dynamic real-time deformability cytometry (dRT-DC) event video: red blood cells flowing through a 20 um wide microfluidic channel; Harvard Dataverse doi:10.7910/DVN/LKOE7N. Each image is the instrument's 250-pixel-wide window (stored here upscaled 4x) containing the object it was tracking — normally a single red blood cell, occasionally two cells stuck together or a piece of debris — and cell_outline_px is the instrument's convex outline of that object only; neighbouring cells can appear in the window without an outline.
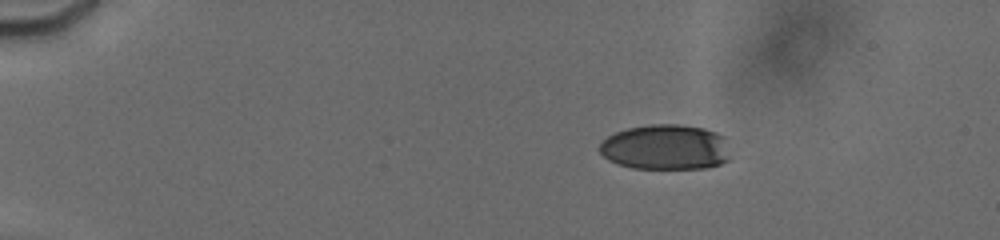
{"species": "human", "species_latin": "Homo sapiens", "temperature_condition": "cold", "stored_images_in_passage": 15, "camera_frame_rate_fps": 3000, "um_per_image_px": 0.085, "donor": {"sex": "male"}, "frame": {"image": 1, "passage_image": 7, "time_ms": 3.333, "image_size_px": [1000, 240], "cell_outline_px": [[728, 160], [720, 164], [704, 168], [632, 168], [616, 164], [608, 160], [600, 152], [600, 144], [608, 136], [616, 132], [628, 128], [648, 124], [676, 124], [704, 128], [716, 132], [724, 136]], "centroid_in_image_um": [56.54, 12.51], "position_along_channel_um": 28.5, "area_um2": 34.33}}
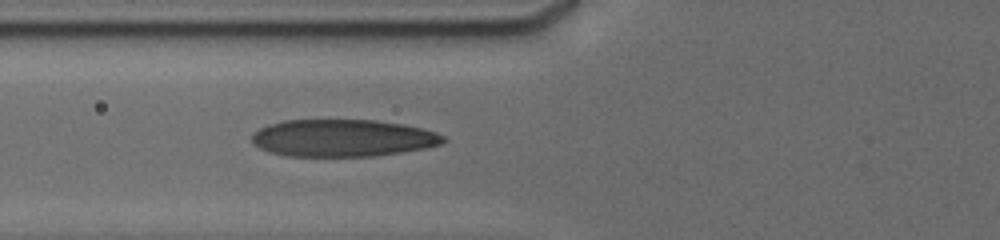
{"frame": {"image": 2, "passage_image": 15, "time_ms": 7.667, "image_size_px": [1000, 240], "cell_outline_px": [[448, 140], [440, 144], [428, 148], [376, 156], [288, 156], [268, 152], [252, 144], [252, 132], [268, 124], [284, 120], [376, 120], [424, 128], [436, 132], [444, 136]], "centroid_in_image_um": [29.13, 11.73], "position_along_channel_um": 96.7, "area_um2": 41.85}}